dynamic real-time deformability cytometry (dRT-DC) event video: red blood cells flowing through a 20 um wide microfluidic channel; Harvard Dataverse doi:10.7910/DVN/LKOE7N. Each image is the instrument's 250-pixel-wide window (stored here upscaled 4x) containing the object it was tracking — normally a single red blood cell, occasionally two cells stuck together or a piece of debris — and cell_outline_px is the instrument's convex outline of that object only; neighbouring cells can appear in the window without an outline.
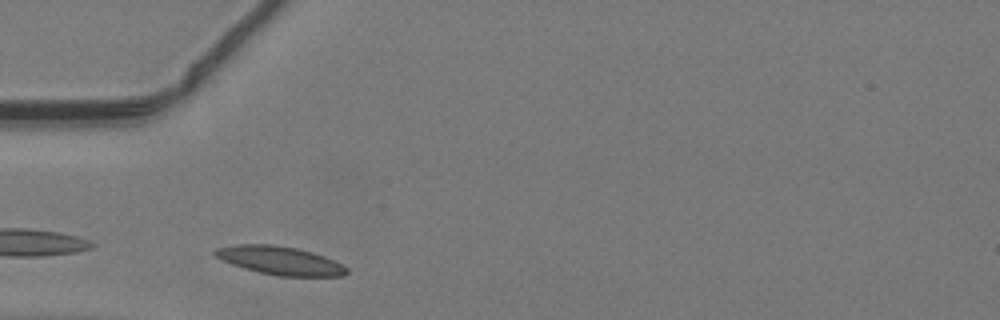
{"species": "common noctule bat (a hibernating species)", "species_latin": "Nyctalus noctula", "temperature_condition": "warm", "stored_images_in_passage": 15, "camera_frame_rate_fps": 3000, "um_per_image_px": 0.085, "animal": {"sex": "male", "body_mass_g": 19.2, "forearm_length_mm": 51.8}, "frame": {"image": 1, "passage_image": 3, "time_ms": 0.667, "image_size_px": [1000, 320], "cell_outline_px": [[348, 272], [344, 276], [280, 276], [260, 272], [244, 268], [232, 264], [216, 256], [212, 252], [216, 248], [236, 244], [276, 244], [296, 248], [312, 252], [324, 256], [348, 268]], "centroid_in_image_um": [23.8, 22.13], "position_along_channel_um": 61.2, "area_um2": 21.62}}
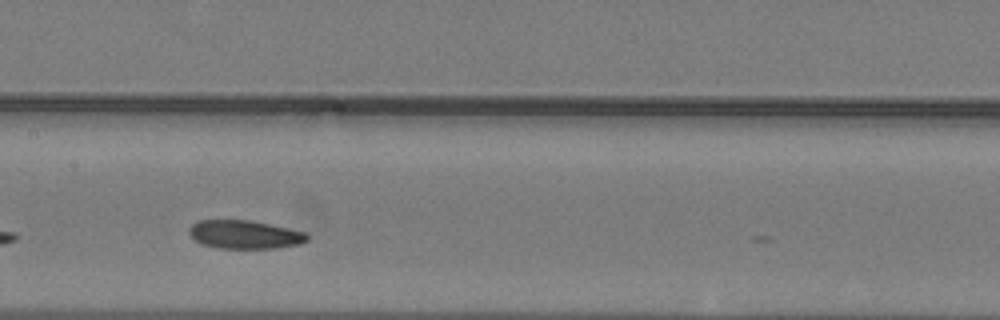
{"frame": {"image": 2, "passage_image": 12, "time_ms": 3.667, "image_size_px": [1000, 320], "cell_outline_px": [[308, 240], [296, 244], [276, 248], [220, 248], [200, 244], [188, 232], [188, 228], [192, 224], [200, 220], [248, 220], [288, 228], [304, 232], [308, 236]], "centroid_in_image_um": [20.75, 19.93], "position_along_channel_um": 186.6, "area_um2": 19.31}}